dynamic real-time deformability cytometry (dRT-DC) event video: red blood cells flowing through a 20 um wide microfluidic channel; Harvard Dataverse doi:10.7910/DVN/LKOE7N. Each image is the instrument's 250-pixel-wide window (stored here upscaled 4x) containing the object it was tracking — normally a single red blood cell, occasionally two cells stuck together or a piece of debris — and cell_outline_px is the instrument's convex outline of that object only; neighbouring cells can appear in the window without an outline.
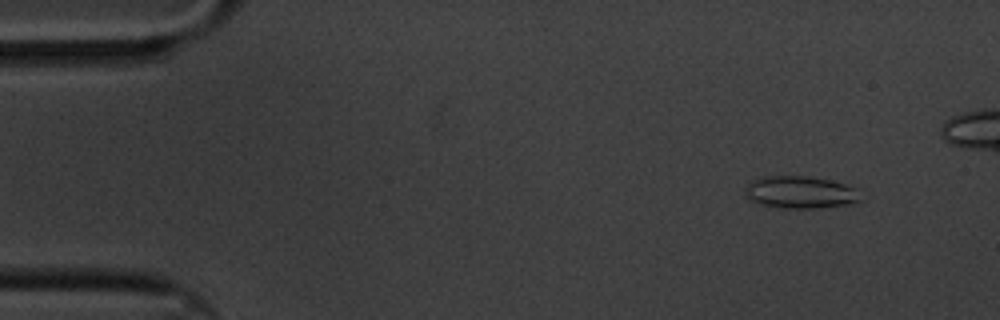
{"species": "common noctule bat (a hibernating species)", "species_latin": "Nyctalus noctula", "temperature_condition": "cold", "stored_images_in_passage": 53, "segment_of_instrument_passage": [1, 2], "camera_frame_rate_fps": 3000, "um_per_image_px": 0.085, "animal": {"sex": "male", "body_mass_g": 20.1, "forearm_length_mm": 53.5}, "frame": {"image": 1, "passage_image": 5, "time_ms": 1.333, "image_size_px": [1000, 320], "cell_outline_px": [[860, 200], [848, 204], [820, 208], [776, 208], [760, 204], [748, 200], [744, 192], [748, 184], [752, 180], [764, 176], [808, 176], [832, 180], [860, 188]], "centroid_in_image_um": [68.04, 16.34], "position_along_channel_um": 17.0, "area_um2": 22.14}}
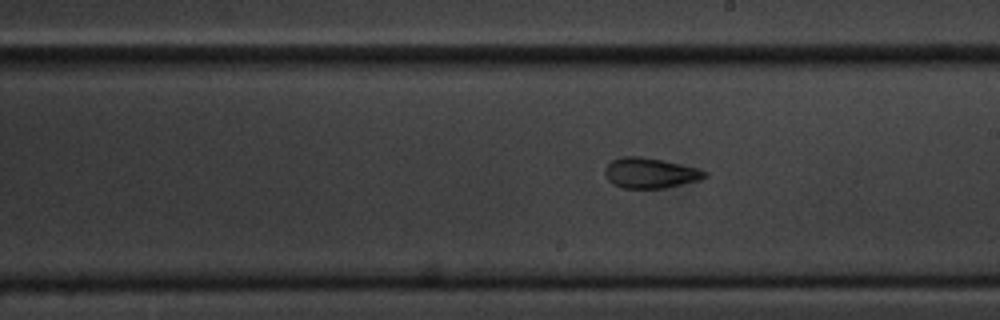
{"frame": {"image": 2, "passage_image": 33, "time_ms": 10.667, "image_size_px": [1000, 320], "cell_outline_px": [[708, 176], [700, 180], [664, 188], [624, 188], [612, 184], [608, 180], [604, 172], [604, 168], [612, 160], [624, 156], [640, 156], [660, 160], [696, 168], [708, 172]], "centroid_in_image_um": [55.24, 14.71], "position_along_channel_um": 233.8, "area_um2": 17.51}}
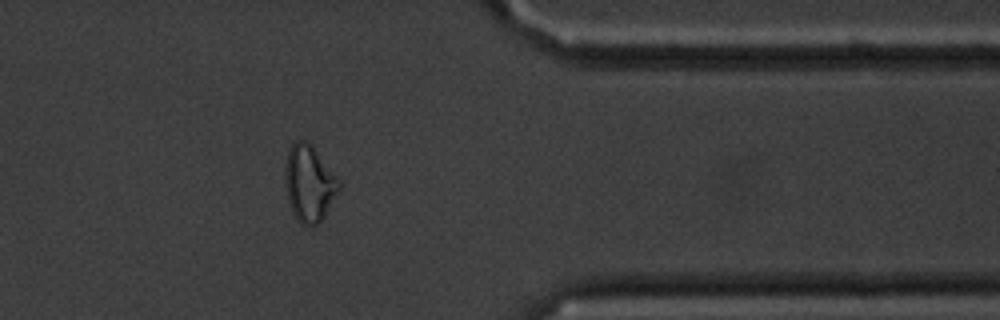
{"frame": {"image": 3, "passage_image": 48, "time_ms": 15.667, "image_size_px": [1000, 320], "cell_outline_px": [[340, 192], [324, 216], [312, 228], [300, 224], [292, 212], [284, 188], [284, 168], [288, 148], [296, 140], [304, 140], [312, 144], [340, 180]], "centroid_in_image_um": [26.27, 15.59], "position_along_channel_um": 385.1, "area_um2": 24.62}}